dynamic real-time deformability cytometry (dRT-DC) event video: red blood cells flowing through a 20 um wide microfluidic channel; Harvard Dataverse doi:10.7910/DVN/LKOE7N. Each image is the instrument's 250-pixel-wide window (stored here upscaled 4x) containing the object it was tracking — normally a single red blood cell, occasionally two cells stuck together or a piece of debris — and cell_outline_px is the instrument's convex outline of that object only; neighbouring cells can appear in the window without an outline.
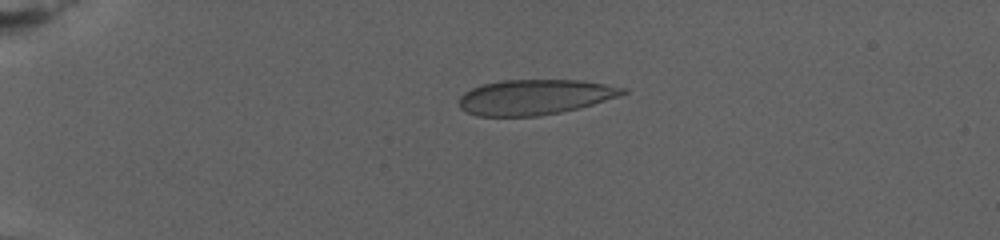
{"species": "human", "species_latin": "Homo sapiens", "temperature_condition": "warm", "stored_images_in_passage": 31, "camera_frame_rate_fps": 3000, "um_per_image_px": 0.085, "donor": {"sex": "female"}, "frame": {"image": 1, "passage_image": 9, "time_ms": 6.667, "image_size_px": [1000, 240], "cell_outline_px": [[628, 92], [580, 108], [540, 116], [476, 116], [460, 108], [460, 96], [464, 92], [472, 88], [484, 84], [504, 80], [580, 80], [628, 88]], "centroid_in_image_um": [45.45, 8.25], "position_along_channel_um": 39.6, "area_um2": 33.35}}
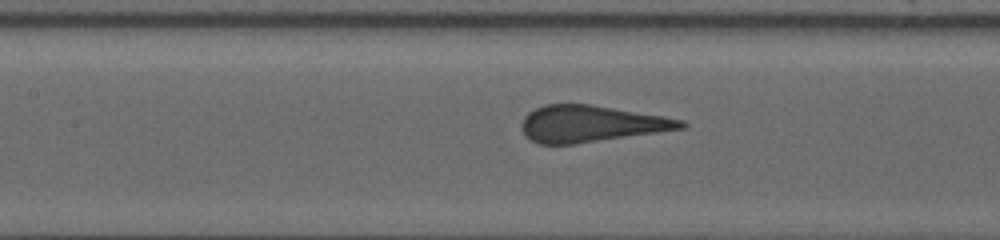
{"frame": {"image": 2, "passage_image": 18, "time_ms": 13.333, "image_size_px": [1000, 240], "cell_outline_px": [[688, 124], [684, 128], [576, 144], [540, 144], [524, 136], [520, 128], [520, 124], [524, 116], [528, 112], [544, 104], [592, 104], [664, 116], [684, 120]], "centroid_in_image_um": [50.2, 10.51], "position_along_channel_um": 157.2, "area_um2": 34.1}}
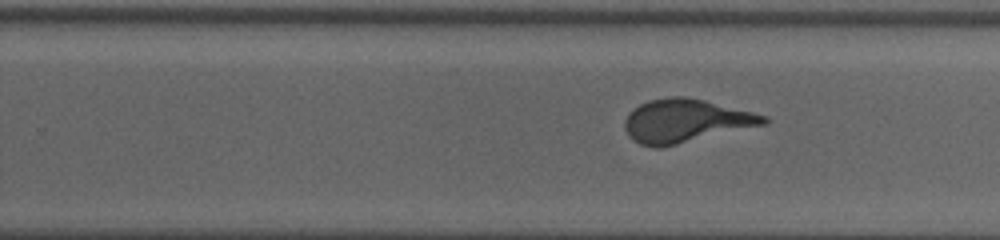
{"frame": {"image": 3, "passage_image": 28, "time_ms": 17.667, "image_size_px": [1000, 240], "cell_outline_px": [[768, 120], [764, 124], [660, 148], [656, 148], [640, 144], [632, 140], [628, 136], [624, 128], [624, 120], [628, 112], [640, 104], [648, 100], [672, 96], [684, 96], [704, 100], [768, 116]], "centroid_in_image_um": [58.2, 10.27], "position_along_channel_um": 271.6, "area_um2": 34.85}}